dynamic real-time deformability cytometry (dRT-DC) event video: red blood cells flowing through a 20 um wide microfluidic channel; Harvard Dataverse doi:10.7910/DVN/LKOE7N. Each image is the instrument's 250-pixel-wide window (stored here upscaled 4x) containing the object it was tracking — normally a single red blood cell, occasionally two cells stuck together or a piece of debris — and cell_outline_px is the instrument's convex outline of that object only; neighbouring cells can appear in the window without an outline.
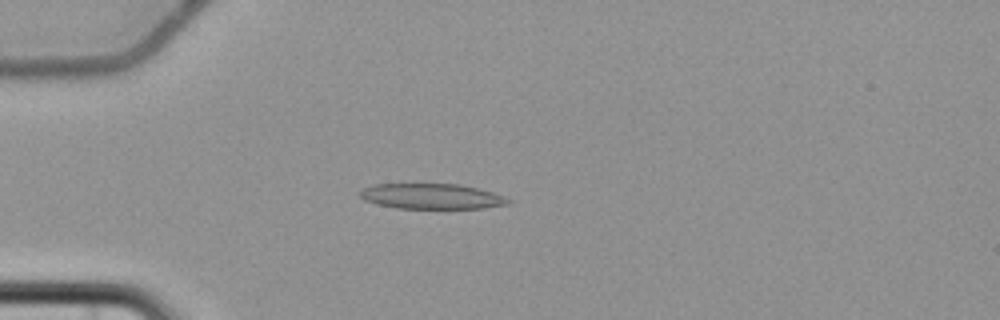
{"species": "common noctule bat (a hibernating species)", "species_latin": "Nyctalus noctula", "temperature_condition": "cold", "stored_images_in_passage": 8, "camera_frame_rate_fps": 3000, "um_per_image_px": 0.085, "animal": {"sex": "female", "body_mass_g": 22.7, "forearm_length_mm": 54.2}, "frame": {"image": 1, "passage_image": 6, "time_ms": 7.0, "image_size_px": [1000, 320], "cell_outline_px": [[512, 200], [508, 204], [484, 208], [396, 208], [376, 204], [364, 200], [360, 196], [360, 192], [364, 188], [372, 184], [460, 184], [492, 192]], "centroid_in_image_um": [36.67, 16.69], "position_along_channel_um": 48.3, "area_um2": 21.79}}
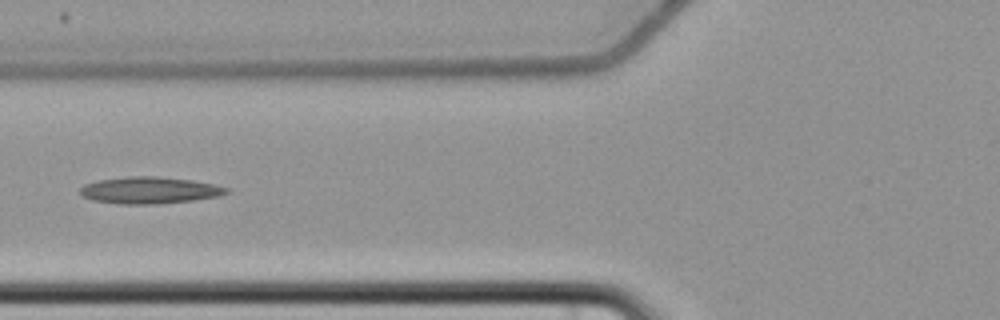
{"frame": {"image": 2, "passage_image": 8, "time_ms": 9.333, "image_size_px": [1000, 320], "cell_outline_px": [[228, 192], [220, 196], [192, 200], [156, 204], [120, 204], [92, 200], [84, 196], [80, 192], [80, 188], [84, 184], [96, 180], [128, 176], [156, 176], [192, 180], [212, 184], [228, 188]], "centroid_in_image_um": [12.68, 16.16], "position_along_channel_um": 113.1, "area_um2": 22.77}}